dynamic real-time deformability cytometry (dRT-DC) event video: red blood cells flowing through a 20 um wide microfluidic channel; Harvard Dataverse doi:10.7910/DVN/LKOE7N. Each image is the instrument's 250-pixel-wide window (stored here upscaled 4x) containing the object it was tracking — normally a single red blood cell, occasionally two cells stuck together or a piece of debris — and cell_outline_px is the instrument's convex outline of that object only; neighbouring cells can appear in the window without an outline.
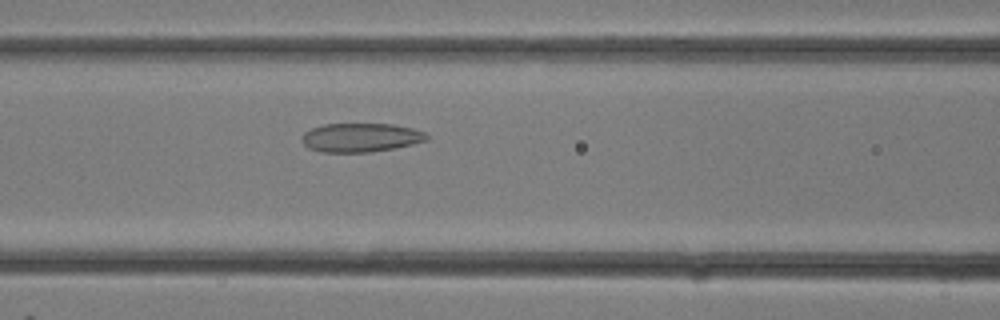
{"species": "common noctule bat (a hibernating species)", "species_latin": "Nyctalus noctula", "temperature_condition": "room temperature", "stored_images_in_passage": 11, "camera_frame_rate_fps": 3000, "um_per_image_px": 0.085, "animal": {"sex": "female"}, "frame": {"image": 1, "passage_image": 4, "time_ms": 1.0, "image_size_px": [1000, 320], "cell_outline_px": [[428, 140], [412, 144], [372, 152], [320, 152], [308, 148], [300, 140], [300, 136], [304, 132], [312, 128], [324, 124], [392, 124], [412, 128], [428, 132]], "centroid_in_image_um": [30.64, 11.69], "position_along_channel_um": 136.0, "area_um2": 21.15}}
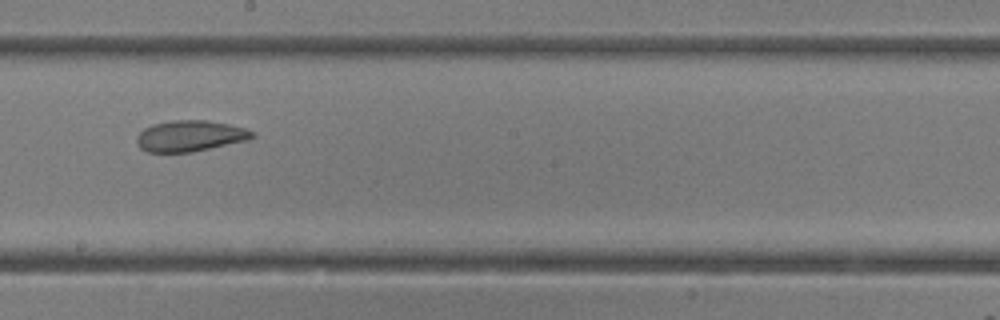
{"frame": {"image": 2, "passage_image": 8, "time_ms": 2.333, "image_size_px": [1000, 320], "cell_outline_px": [[256, 136], [248, 140], [192, 152], [148, 152], [140, 148], [136, 144], [136, 136], [144, 128], [152, 124], [172, 120], [204, 120], [228, 124], [244, 128], [256, 132]], "centroid_in_image_um": [16.14, 11.55], "position_along_channel_um": 232.1, "area_um2": 20.98}}
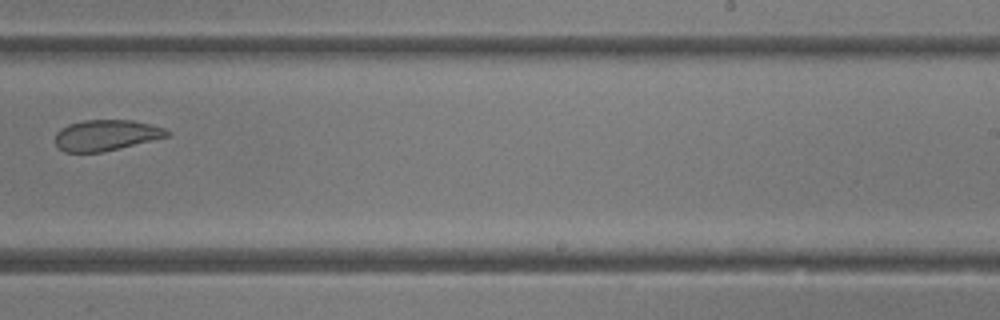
{"frame": {"image": 3, "passage_image": 10, "time_ms": 3.0, "image_size_px": [1000, 320], "cell_outline_px": [[172, 132], [168, 136], [100, 152], [64, 152], [56, 144], [56, 132], [60, 128], [68, 124], [84, 120], [132, 120], [164, 128]], "centroid_in_image_um": [8.98, 11.48], "position_along_channel_um": 280.0, "area_um2": 19.77}}